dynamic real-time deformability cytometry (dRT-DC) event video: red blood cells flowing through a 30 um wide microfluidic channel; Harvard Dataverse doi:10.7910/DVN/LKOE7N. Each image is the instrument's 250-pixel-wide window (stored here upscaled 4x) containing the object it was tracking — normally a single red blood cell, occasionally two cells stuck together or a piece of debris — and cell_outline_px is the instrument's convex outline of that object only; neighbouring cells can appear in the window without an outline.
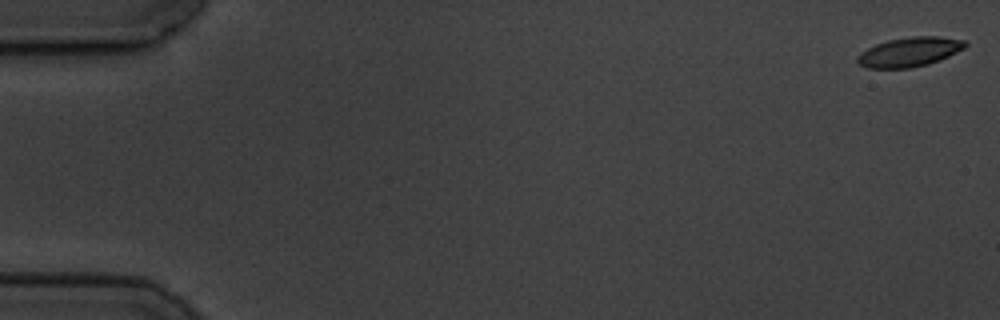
{"species": "common noctule bat (a hibernating species)", "species_latin": "Nyctalus noctula", "temperature_condition": "cold", "stored_images_in_passage": 11, "camera_frame_rate_fps": 3000, "um_per_image_px": 0.085, "animal": {"sex": "male", "body_mass_g": 19.5, "forearm_length_mm": 54.6}, "frame": {"image": 1, "passage_image": 1, "time_ms": 0.0, "image_size_px": [1000, 320], "cell_outline_px": [[968, 44], [964, 48], [948, 56], [928, 64], [908, 68], [868, 68], [860, 64], [856, 60], [856, 56], [860, 52], [876, 44], [888, 40], [912, 36], [940, 36], [968, 40]], "centroid_in_image_um": [77.32, 4.4], "position_along_channel_um": 7.7, "area_um2": 18.5}}
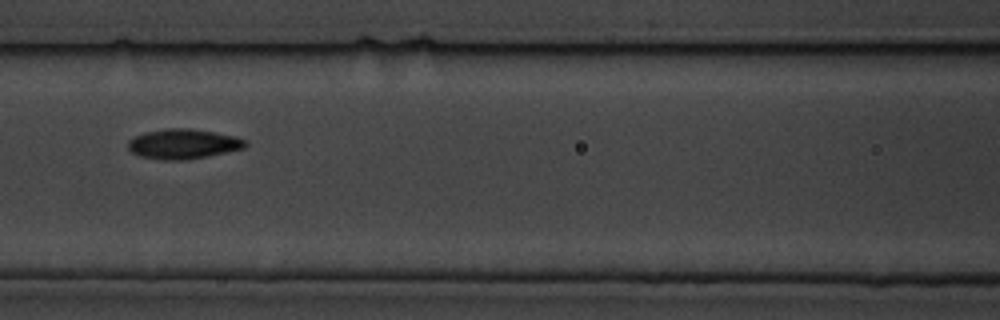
{"frame": {"image": 2, "passage_image": 7, "time_ms": 8.333, "image_size_px": [1000, 320], "cell_outline_px": [[248, 144], [244, 148], [208, 156], [188, 160], [164, 160], [140, 156], [132, 152], [128, 148], [128, 140], [136, 136], [148, 132], [168, 128], [192, 128], [216, 132], [236, 136], [244, 140]], "centroid_in_image_um": [15.6, 12.23], "position_along_channel_um": 151.0, "area_um2": 20.4}}
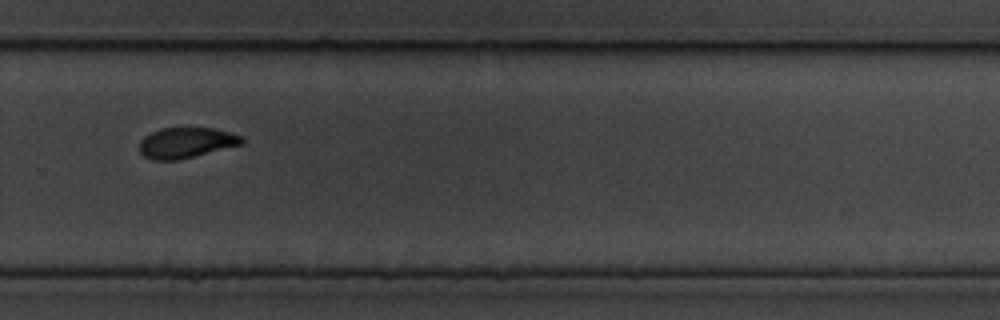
{"frame": {"image": 3, "passage_image": 11, "time_ms": 13.0, "image_size_px": [1000, 320], "cell_outline_px": [[244, 144], [180, 160], [152, 160], [144, 156], [140, 152], [140, 140], [144, 136], [160, 128], [216, 128], [244, 136]], "centroid_in_image_um": [15.86, 12.13], "position_along_channel_um": 313.9, "area_um2": 18.5}}